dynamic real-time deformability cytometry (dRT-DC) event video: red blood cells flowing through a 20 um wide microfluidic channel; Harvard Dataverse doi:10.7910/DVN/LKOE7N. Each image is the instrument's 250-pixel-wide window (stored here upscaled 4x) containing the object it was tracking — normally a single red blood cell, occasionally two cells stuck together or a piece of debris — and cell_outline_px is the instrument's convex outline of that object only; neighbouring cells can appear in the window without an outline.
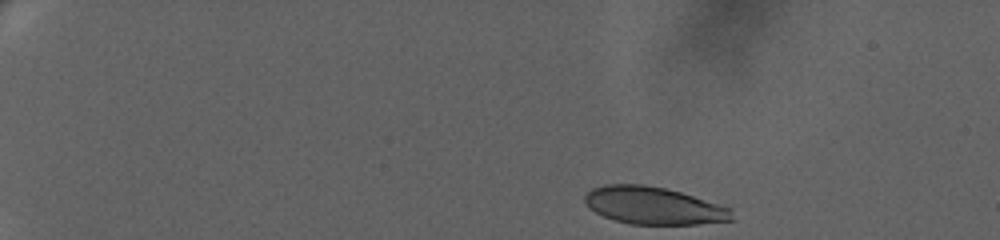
{"species": "human", "species_latin": "Homo sapiens", "temperature_condition": "warm", "stored_images_in_passage": 56, "camera_frame_rate_fps": 3000, "um_per_image_px": 0.085, "donor": {"sex": "female"}, "frame": {"image": 1, "passage_image": 1, "time_ms": 0.0, "image_size_px": [1000, 240], "cell_outline_px": [[736, 220], [696, 224], [632, 224], [616, 220], [604, 216], [588, 208], [584, 200], [584, 196], [592, 188], [604, 184], [644, 184], [664, 188], [680, 192], [732, 208]], "centroid_in_image_um": [55.58, 17.48], "position_along_channel_um": 29.4, "area_um2": 32.14}}
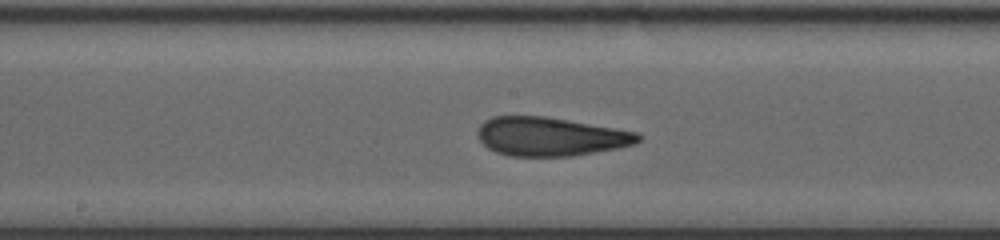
{"frame": {"image": 2, "passage_image": 29, "time_ms": 9.333, "image_size_px": [1000, 240], "cell_outline_px": [[644, 136], [640, 140], [632, 144], [616, 148], [572, 156], [512, 156], [496, 152], [488, 148], [480, 140], [476, 132], [480, 124], [484, 120], [492, 116], [544, 116], [636, 132]], "centroid_in_image_um": [46.73, 11.6], "position_along_channel_um": 201.5, "area_um2": 35.95}}
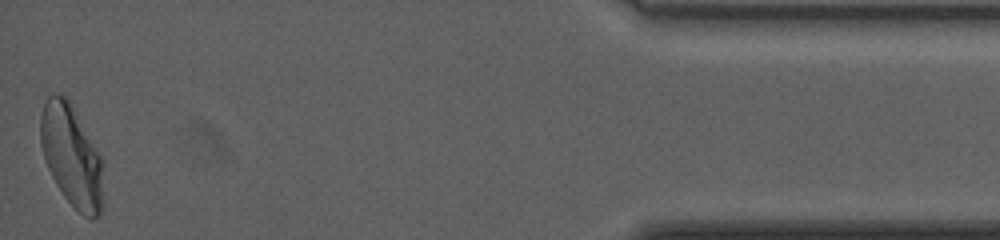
{"frame": {"image": 3, "passage_image": 56, "time_ms": 18.333, "image_size_px": [1000, 240], "cell_outline_px": [[104, 208], [100, 216], [92, 220], [76, 212], [64, 196], [56, 184], [48, 168], [40, 144], [40, 116], [44, 104], [48, 96], [60, 92], [72, 104], [104, 160]], "centroid_in_image_um": [6.15, 13.32], "position_along_channel_um": 429.1, "area_um2": 38.32}, "authors_computed_cell_mechanics": {"area_um2": 35.836, "velocity_mm_per_s": 3.2342, "shape_relaxation_time_tau1_ms": 8.2828, "shape_relaxation_time_tau2_ms": 1.3178, "deformation_change_tau1": 0.2398, "deformation_change_tau2": 0.0973}}